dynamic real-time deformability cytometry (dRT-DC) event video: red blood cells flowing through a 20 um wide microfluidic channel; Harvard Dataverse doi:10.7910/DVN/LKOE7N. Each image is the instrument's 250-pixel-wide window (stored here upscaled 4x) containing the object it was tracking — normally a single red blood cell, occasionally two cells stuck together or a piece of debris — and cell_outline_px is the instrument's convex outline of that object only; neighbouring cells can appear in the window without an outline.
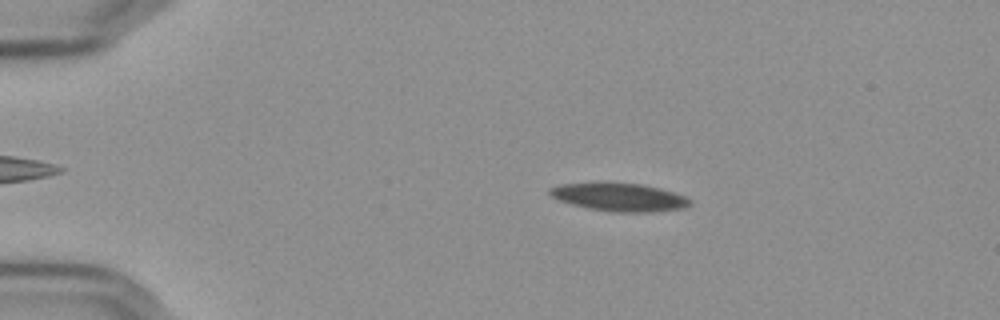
{"species": "Egyptian fruit bat (a non-hibernating species)", "species_latin": "Rousettus aegyptiacus", "temperature_condition": "cold", "stored_images_in_passage": 57, "camera_frame_rate_fps": 3000, "um_per_image_px": 0.085, "frame": {"image": 1, "passage_image": 11, "time_ms": 3.333, "image_size_px": [1000, 320], "cell_outline_px": [[692, 200], [688, 204], [680, 208], [652, 212], [616, 212], [588, 208], [572, 204], [560, 200], [552, 196], [548, 192], [548, 188], [560, 184], [596, 180], [604, 180], [640, 184], [660, 188], [684, 196]], "centroid_in_image_um": [52.54, 16.7], "position_along_channel_um": 32.5, "area_um2": 23.41}}
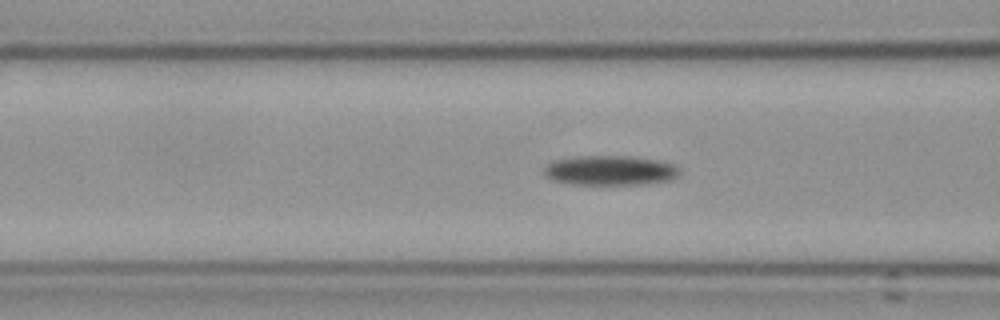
{"frame": {"image": 2, "passage_image": 23, "time_ms": 7.333, "image_size_px": [1000, 320], "cell_outline_px": [[680, 172], [676, 176], [668, 180], [644, 184], [572, 184], [556, 180], [548, 176], [544, 172], [544, 168], [548, 164], [556, 160], [576, 156], [632, 156], [656, 160], [676, 164], [680, 168]], "centroid_in_image_um": [51.91, 14.47], "position_along_channel_um": 114.7, "area_um2": 23.24}}
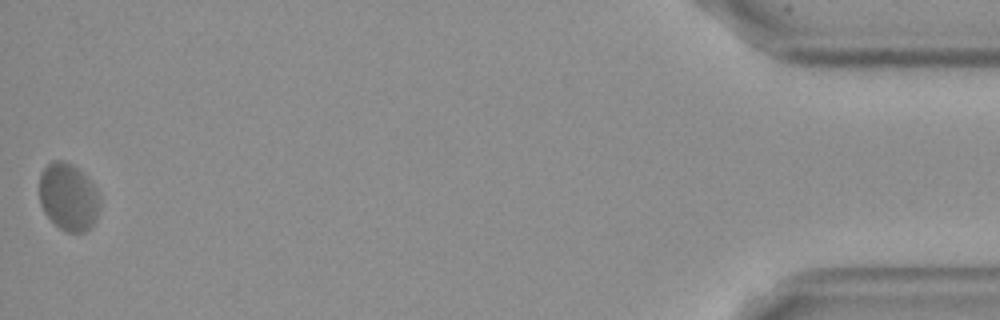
{"frame": {"image": 3, "passage_image": 57, "time_ms": 18.667, "image_size_px": [1000, 320], "cell_outline_px": [[100, 200], [96, 216], [92, 224], [84, 232], [68, 232], [60, 228], [44, 212], [40, 200], [40, 172], [52, 160], [64, 160], [72, 164], [96, 188]], "centroid_in_image_um": [5.79, 16.72], "position_along_channel_um": 429.4, "area_um2": 23.29}, "authors_computed_cell_mechanics": {"area_um2": 22.9466, "velocity_mm_per_s": 3.5377, "shape_relaxation_time_tau1_ms": 5.3483, "shape_relaxation_time_tau2_ms": null, "deformation_change_tau1": 0.079, "deformation_change_tau2": null}}